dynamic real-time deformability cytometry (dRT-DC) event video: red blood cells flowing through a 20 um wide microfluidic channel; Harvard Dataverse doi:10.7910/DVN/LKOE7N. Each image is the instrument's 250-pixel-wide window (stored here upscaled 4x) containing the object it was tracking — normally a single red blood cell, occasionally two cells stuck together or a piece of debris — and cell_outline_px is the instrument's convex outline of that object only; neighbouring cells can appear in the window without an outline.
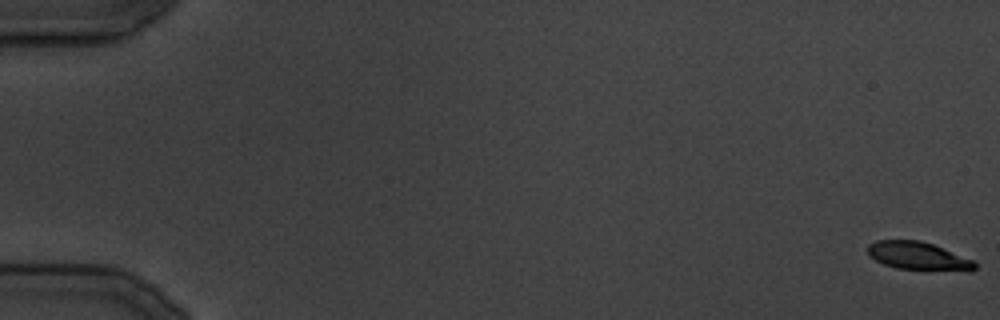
{"species": "common noctule bat (a hibernating species)", "species_latin": "Nyctalus noctula", "temperature_condition": "cold", "stored_images_in_passage": 36, "camera_frame_rate_fps": 3000, "um_per_image_px": 0.085, "animal": {"sex": "male", "body_mass_g": 19.5, "forearm_length_mm": 54.6}, "frame": {"image": 1, "passage_image": 1, "time_ms": 0.0, "image_size_px": [1000, 320], "cell_outline_px": [[976, 268], [972, 272], [896, 268], [884, 264], [868, 256], [868, 244], [876, 240], [920, 240], [932, 244], [976, 260]], "centroid_in_image_um": [78.1, 21.77], "position_along_channel_um": 6.9, "area_um2": 17.8}}
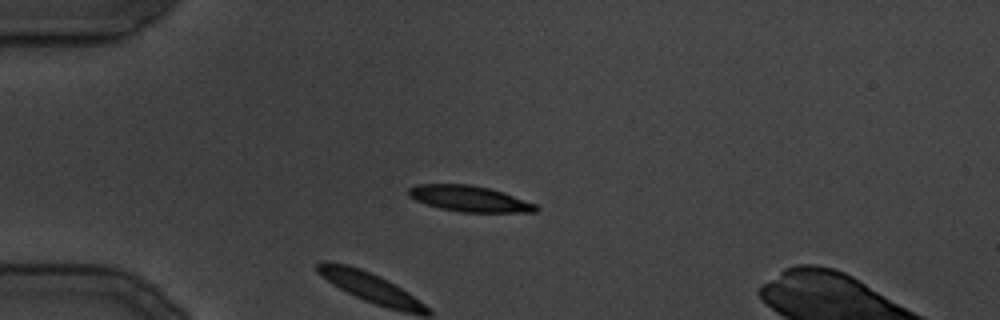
{"frame": {"image": 2, "passage_image": 10, "time_ms": 11.333, "image_size_px": [1000, 320], "cell_outline_px": [[540, 208], [536, 212], [460, 212], [440, 208], [424, 204], [408, 196], [408, 188], [416, 184], [472, 184], [504, 192], [536, 204]], "centroid_in_image_um": [39.89, 16.88], "position_along_channel_um": 45.1, "area_um2": 19.36}}
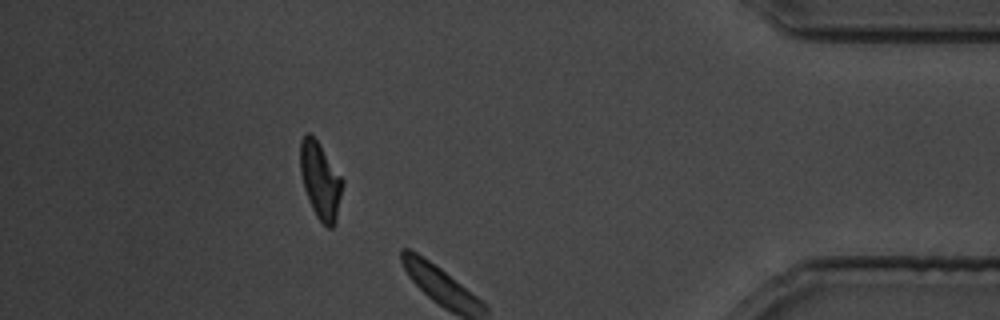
{"frame": {"image": 3, "passage_image": 32, "time_ms": 38.667, "image_size_px": [1000, 320], "cell_outline_px": [[344, 184], [336, 224], [332, 228], [328, 228], [316, 216], [312, 208], [304, 188], [300, 172], [300, 140], [308, 132], [320, 144], [344, 180]], "centroid_in_image_um": [27.25, 15.37], "position_along_channel_um": 407.9, "area_um2": 19.02}}